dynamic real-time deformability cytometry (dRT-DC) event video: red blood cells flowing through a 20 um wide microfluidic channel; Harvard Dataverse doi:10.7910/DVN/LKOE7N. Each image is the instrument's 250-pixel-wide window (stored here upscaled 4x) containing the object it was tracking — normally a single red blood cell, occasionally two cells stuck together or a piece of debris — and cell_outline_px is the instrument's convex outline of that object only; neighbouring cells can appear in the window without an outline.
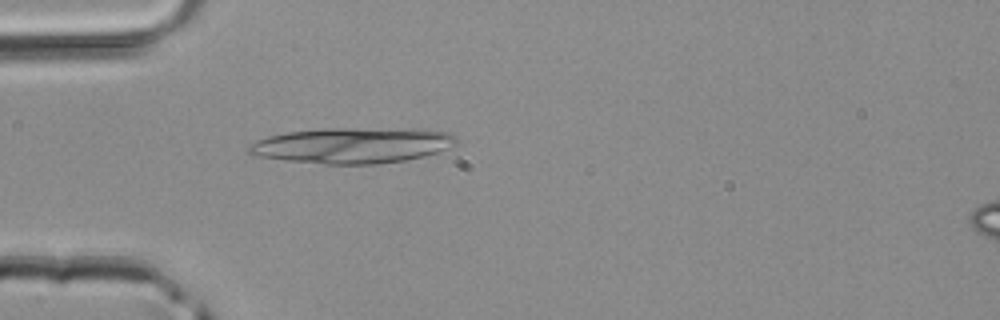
{"species": "common noctule bat (a hibernating species)", "species_latin": "Nyctalus noctula", "temperature_condition": "room temperature", "stored_images_in_passage": 32, "camera_frame_rate_fps": 3000, "um_per_image_px": 0.085, "animal": {"sex": "male", "body_mass_g": 20.4}, "frame": {"image": 1, "passage_image": 6, "time_ms": 1.667, "image_size_px": [1000, 320], "cell_outline_px": [[456, 144], [436, 152], [424, 156], [404, 160], [376, 164], [324, 164], [284, 160], [260, 156], [248, 152], [248, 144], [256, 140], [268, 136], [288, 132], [324, 128], [428, 128], [448, 132], [456, 136]], "centroid_in_image_um": [29.99, 12.34], "position_along_channel_um": 55.0, "area_um2": 43.47}}
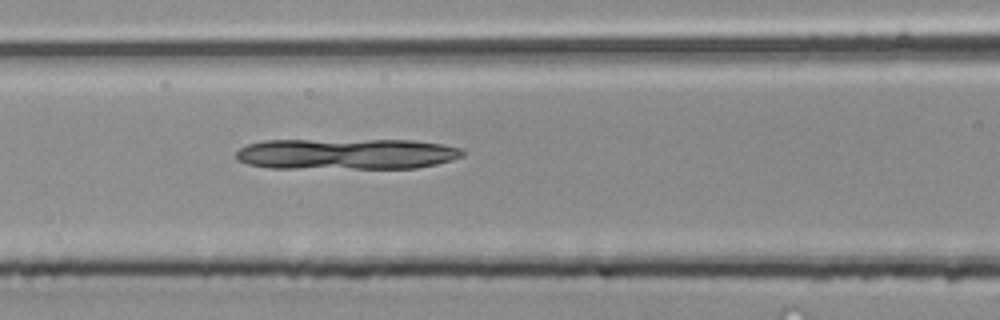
{"frame": {"image": 2, "passage_image": 12, "time_ms": 3.667, "image_size_px": [1000, 320], "cell_outline_px": [[464, 156], [452, 160], [436, 164], [416, 168], [268, 168], [248, 164], [236, 160], [236, 152], [240, 148], [248, 144], [264, 140], [412, 140], [444, 144], [460, 148], [464, 152]], "centroid_in_image_um": [29.44, 13.08], "position_along_channel_um": 137.2, "area_um2": 41.15}}
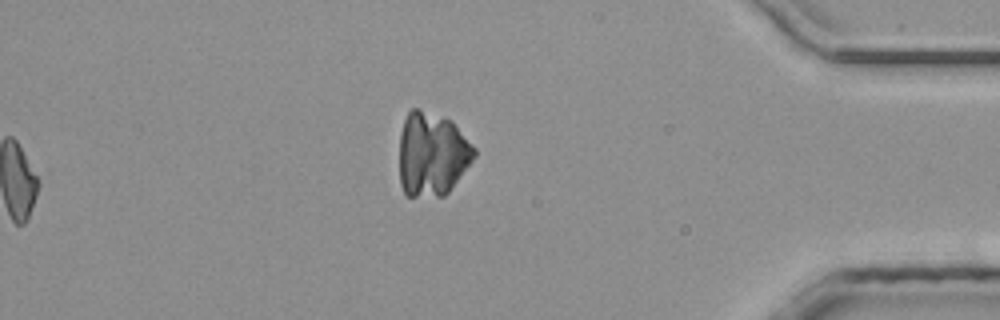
{"frame": {"image": 3, "passage_image": 32, "time_ms": 10.333, "image_size_px": [1000, 320], "cell_outline_px": [[476, 156], [448, 192], [444, 196], [404, 196], [400, 184], [400, 132], [404, 120], [408, 112], [412, 108], [416, 108], [452, 120], [476, 148]], "centroid_in_image_um": [36.72, 13.11], "position_along_channel_um": 398.5, "area_um2": 36.76}}